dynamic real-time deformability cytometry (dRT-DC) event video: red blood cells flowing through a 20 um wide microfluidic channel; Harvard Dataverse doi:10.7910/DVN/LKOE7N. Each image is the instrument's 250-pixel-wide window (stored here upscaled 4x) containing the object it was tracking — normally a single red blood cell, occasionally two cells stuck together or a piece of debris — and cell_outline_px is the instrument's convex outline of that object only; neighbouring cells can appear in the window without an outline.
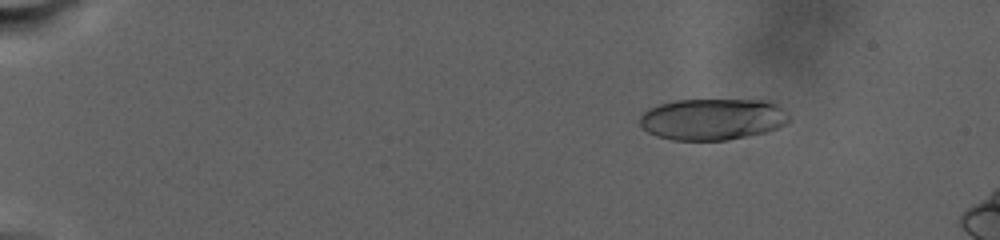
{"species": "human", "species_latin": "Homo sapiens", "temperature_condition": "warm", "stored_images_in_passage": 55, "camera_frame_rate_fps": 3000, "um_per_image_px": 0.085, "donor": {"sex": "male"}, "frame": {"image": 1, "passage_image": 2, "time_ms": 0.667, "image_size_px": [1000, 240], "cell_outline_px": [[792, 120], [776, 128], [764, 132], [728, 140], [672, 140], [656, 136], [648, 132], [640, 124], [640, 116], [648, 108], [660, 104], [676, 100], [764, 100], [776, 104]], "centroid_in_image_um": [60.53, 10.13], "position_along_channel_um": 24.5, "area_um2": 35.89}}
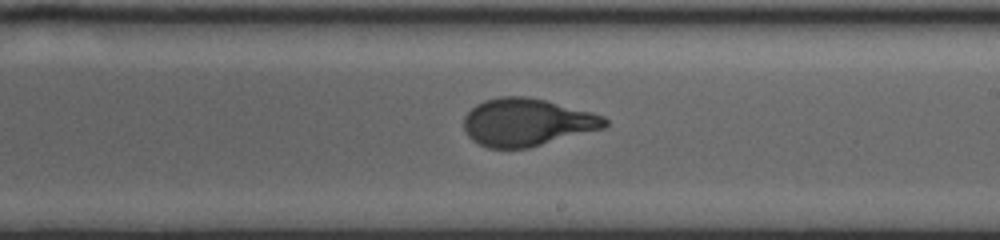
{"frame": {"image": 2, "passage_image": 32, "time_ms": 15.333, "image_size_px": [1000, 240], "cell_outline_px": [[608, 124], [604, 128], [528, 148], [488, 148], [472, 140], [468, 136], [464, 128], [464, 116], [476, 104], [484, 100], [500, 96], [528, 96], [592, 112], [604, 116], [608, 120]], "centroid_in_image_um": [44.78, 10.39], "position_along_channel_um": 244.2, "area_um2": 39.07}}
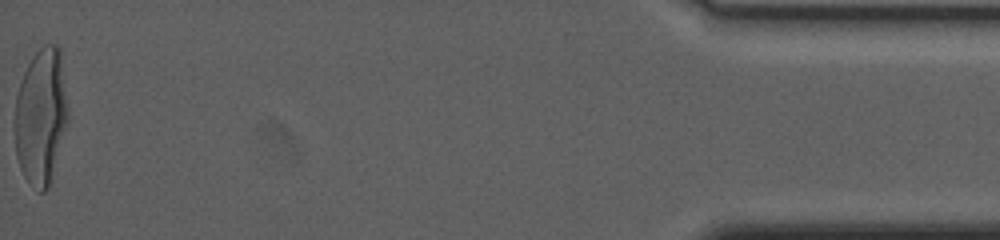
{"frame": {"image": 3, "passage_image": 55, "time_ms": 26.667, "image_size_px": [1000, 240], "cell_outline_px": [[68, 120], [48, 188], [44, 192], [40, 192], [32, 188], [24, 176], [20, 168], [16, 156], [16, 96], [24, 72], [32, 56], [44, 44], [56, 44], [60, 48], [68, 108]], "centroid_in_image_um": [3.49, 9.88], "position_along_channel_um": 431.7, "area_um2": 41.91}, "authors_computed_cell_mechanics": {"area_um2": 38.6682, "velocity_mm_per_s": 2.3697, "shape_relaxation_time_tau1_ms": 7.2305, "shape_relaxation_time_tau2_ms": null, "deformation_change_tau1": 0.2572, "deformation_change_tau2": null}}